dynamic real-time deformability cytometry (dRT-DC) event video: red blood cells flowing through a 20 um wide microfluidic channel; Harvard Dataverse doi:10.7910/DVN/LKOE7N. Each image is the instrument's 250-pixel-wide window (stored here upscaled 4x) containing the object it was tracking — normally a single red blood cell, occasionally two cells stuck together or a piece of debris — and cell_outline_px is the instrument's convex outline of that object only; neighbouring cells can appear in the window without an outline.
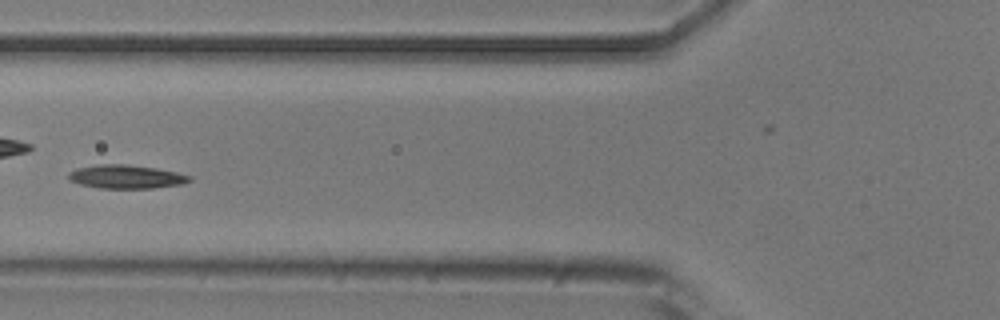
{"species": "common noctule bat (a hibernating species)", "species_latin": "Nyctalus noctula", "temperature_condition": "room temperature", "stored_images_in_passage": 10, "camera_frame_rate_fps": 3000, "um_per_image_px": 0.085, "animal": {"sex": "male", "body_mass_g": 20.5, "forearm_length_mm": 52.5}, "frame": {"image": 1, "passage_image": 6, "time_ms": 6.667, "image_size_px": [1000, 320], "cell_outline_px": [[192, 180], [184, 184], [152, 188], [100, 188], [80, 184], [68, 180], [68, 172], [76, 168], [100, 164], [128, 164], [156, 168], [176, 172], [192, 176]], "centroid_in_image_um": [10.73, 15.02], "position_along_channel_um": 115.1, "area_um2": 16.76}}
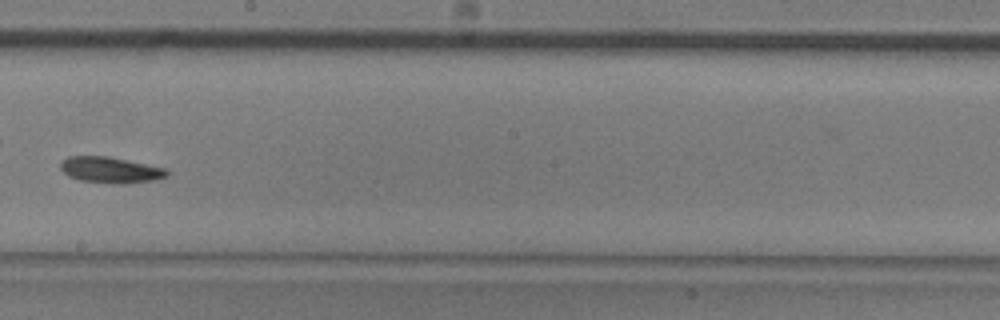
{"frame": {"image": 2, "passage_image": 9, "time_ms": 10.0, "image_size_px": [1000, 320], "cell_outline_px": [[168, 176], [156, 180], [124, 184], [108, 184], [80, 180], [68, 176], [60, 168], [60, 160], [68, 156], [108, 156], [168, 168]], "centroid_in_image_um": [9.4, 14.45], "position_along_channel_um": 238.8, "area_um2": 16.53}}
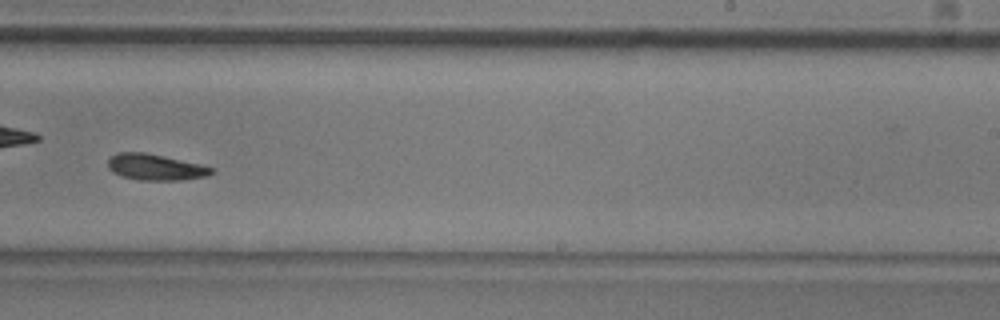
{"frame": {"image": 3, "passage_image": 10, "time_ms": 11.0, "image_size_px": [1000, 320], "cell_outline_px": [[216, 172], [208, 176], [180, 180], [140, 180], [120, 176], [112, 172], [108, 168], [108, 160], [116, 152], [144, 152], [164, 156], [200, 164], [216, 168]], "centroid_in_image_um": [13.23, 14.21], "position_along_channel_um": 275.8, "area_um2": 15.95}}